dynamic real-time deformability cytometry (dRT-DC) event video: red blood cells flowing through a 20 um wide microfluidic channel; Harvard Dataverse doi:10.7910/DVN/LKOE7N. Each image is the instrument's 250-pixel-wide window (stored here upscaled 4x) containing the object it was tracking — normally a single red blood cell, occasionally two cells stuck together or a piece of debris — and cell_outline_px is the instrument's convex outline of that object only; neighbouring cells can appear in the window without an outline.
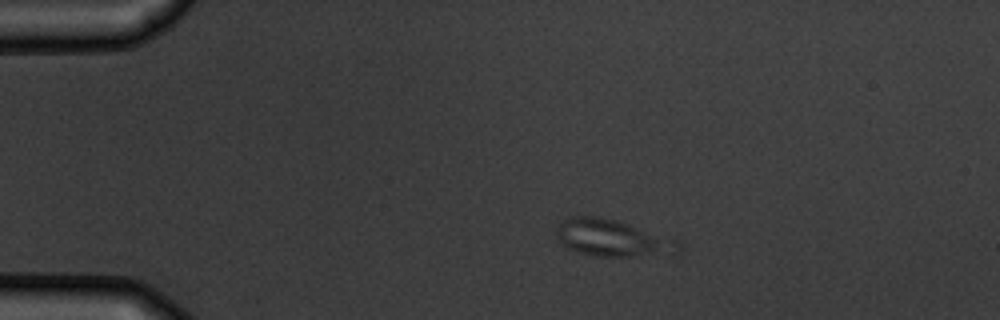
{"species": "common noctule bat (a hibernating species)", "species_latin": "Nyctalus noctula", "temperature_condition": "warm", "stored_images_in_passage": 6, "camera_frame_rate_fps": 3000, "um_per_image_px": 0.085, "animal": {"sex": "male", "body_mass_g": 19.5, "forearm_length_mm": 54.6}, "frame": {"image": 1, "passage_image": 3, "time_ms": 2.333, "image_size_px": [1000, 320], "cell_outline_px": [[684, 244], [676, 256], [596, 256], [576, 252], [568, 248], [556, 236], [556, 228], [560, 220], [572, 216], [596, 216], [616, 220], [680, 240]], "centroid_in_image_um": [52.16, 20.26], "position_along_channel_um": 32.8, "area_um2": 26.88}}
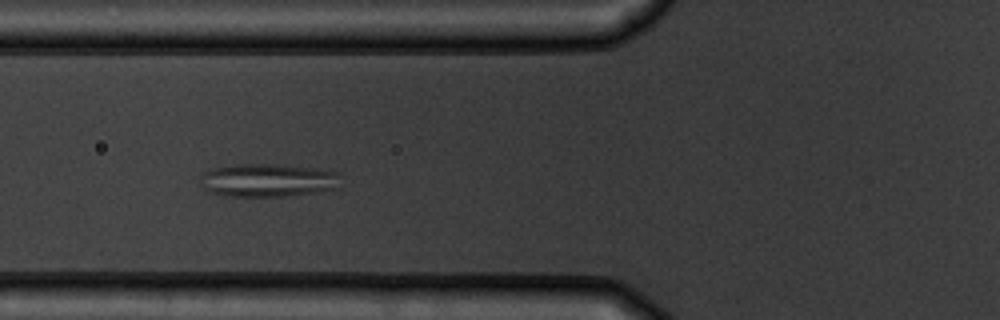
{"frame": {"image": 2, "passage_image": 6, "time_ms": 5.667, "image_size_px": [1000, 320], "cell_outline_px": [[340, 188], [284, 196], [224, 196], [208, 192], [204, 188], [200, 176], [204, 172], [212, 168], [232, 164], [272, 164], [316, 168], [340, 172]], "centroid_in_image_um": [22.77, 15.31], "position_along_channel_um": 103.0, "area_um2": 27.34}}